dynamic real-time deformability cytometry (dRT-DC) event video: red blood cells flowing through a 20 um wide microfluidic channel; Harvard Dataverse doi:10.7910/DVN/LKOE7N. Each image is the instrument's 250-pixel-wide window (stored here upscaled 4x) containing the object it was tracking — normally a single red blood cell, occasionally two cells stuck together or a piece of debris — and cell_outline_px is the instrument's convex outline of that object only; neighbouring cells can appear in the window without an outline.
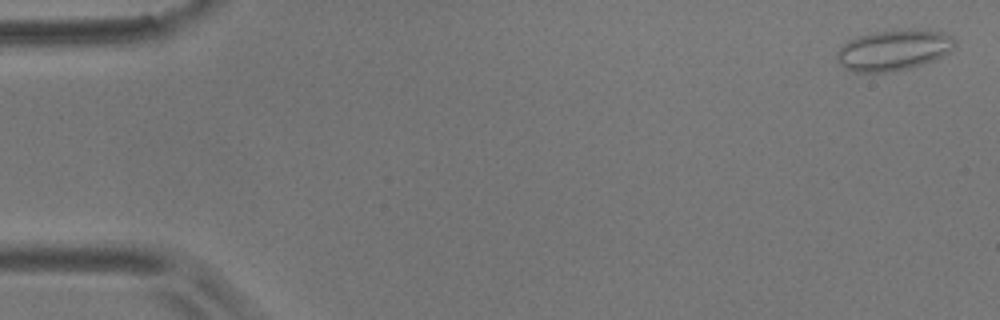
{"species": "common noctule bat (a hibernating species)", "species_latin": "Nyctalus noctula", "temperature_condition": "room temperature", "stored_images_in_passage": 4, "camera_frame_rate_fps": 3000, "um_per_image_px": 0.085, "animal": {"sex": "male", "body_mass_g": 17.9}, "frame": {"image": 1, "passage_image": 1, "time_ms": 0.0, "image_size_px": [1000, 320], "cell_outline_px": [[956, 48], [932, 60], [908, 68], [888, 72], [852, 72], [844, 68], [836, 60], [836, 52], [848, 40], [872, 32], [944, 32], [952, 36], [956, 40]], "centroid_in_image_um": [75.9, 4.3], "position_along_channel_um": 9.1, "area_um2": 27.11}}